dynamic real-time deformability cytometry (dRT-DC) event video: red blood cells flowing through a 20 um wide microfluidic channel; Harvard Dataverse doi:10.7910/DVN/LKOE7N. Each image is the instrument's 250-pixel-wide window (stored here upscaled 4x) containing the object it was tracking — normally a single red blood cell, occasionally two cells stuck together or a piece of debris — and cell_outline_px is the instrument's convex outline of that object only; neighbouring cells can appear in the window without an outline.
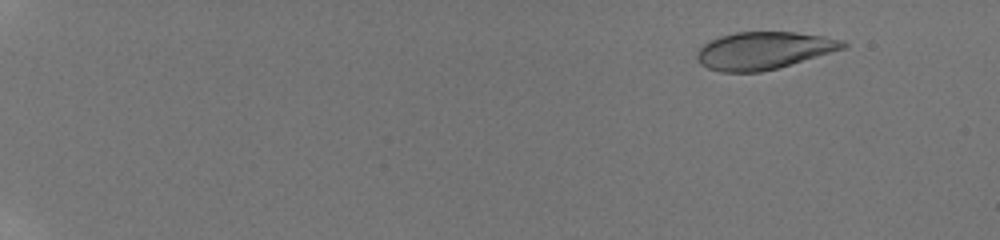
{"species": "human", "species_latin": "Homo sapiens", "temperature_condition": "room temperature", "stored_images_in_passage": 57, "camera_frame_rate_fps": 3000, "um_per_image_px": 0.085, "donor": {"sex": "male"}, "frame": {"image": 1, "passage_image": 2, "time_ms": 0.333, "image_size_px": [1000, 240], "cell_outline_px": [[848, 44], [844, 48], [776, 68], [760, 72], [720, 72], [708, 68], [700, 64], [696, 60], [696, 52], [708, 40], [720, 36], [736, 32], [796, 32], [824, 36], [844, 40]], "centroid_in_image_um": [64.86, 4.29], "position_along_channel_um": 20.1, "area_um2": 31.73}}
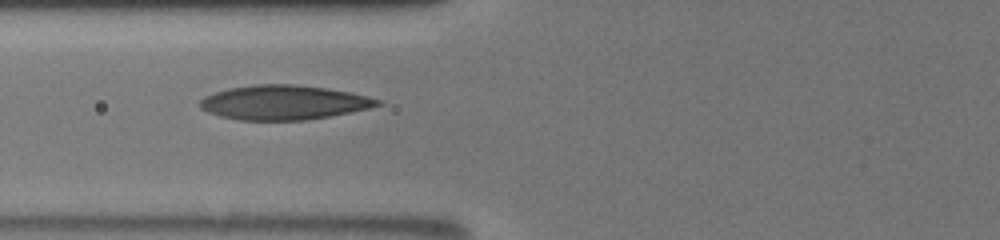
{"frame": {"image": 2, "passage_image": 23, "time_ms": 7.0, "image_size_px": [1000, 240], "cell_outline_px": [[384, 104], [368, 108], [328, 116], [304, 120], [240, 120], [220, 116], [208, 112], [200, 108], [200, 100], [204, 96], [228, 88], [256, 84], [292, 84], [328, 88], [368, 96], [380, 100]], "centroid_in_image_um": [24.09, 8.7], "position_along_channel_um": 101.7, "area_um2": 35.43}}
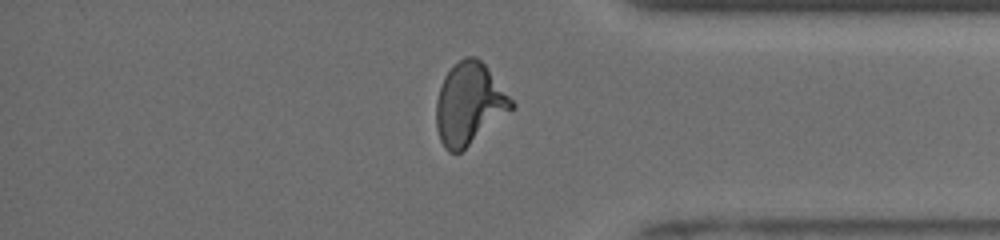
{"frame": {"image": 3, "passage_image": 49, "time_ms": 14.667, "image_size_px": [1000, 240], "cell_outline_px": [[516, 104], [512, 108], [460, 152], [448, 152], [444, 148], [440, 140], [436, 128], [436, 100], [444, 76], [464, 56], [476, 56], [488, 68]], "centroid_in_image_um": [39.86, 8.81], "position_along_channel_um": 395.3, "area_um2": 35.2}, "authors_computed_cell_mechanics": {"area_um2": 34.1598, "velocity_mm_per_s": 3.9151, "shape_relaxation_time_tau1_ms": 5.2831, "shape_relaxation_time_tau2_ms": 0.933, "deformation_change_tau1": 0.2013, "deformation_change_tau2": 0.0618}}